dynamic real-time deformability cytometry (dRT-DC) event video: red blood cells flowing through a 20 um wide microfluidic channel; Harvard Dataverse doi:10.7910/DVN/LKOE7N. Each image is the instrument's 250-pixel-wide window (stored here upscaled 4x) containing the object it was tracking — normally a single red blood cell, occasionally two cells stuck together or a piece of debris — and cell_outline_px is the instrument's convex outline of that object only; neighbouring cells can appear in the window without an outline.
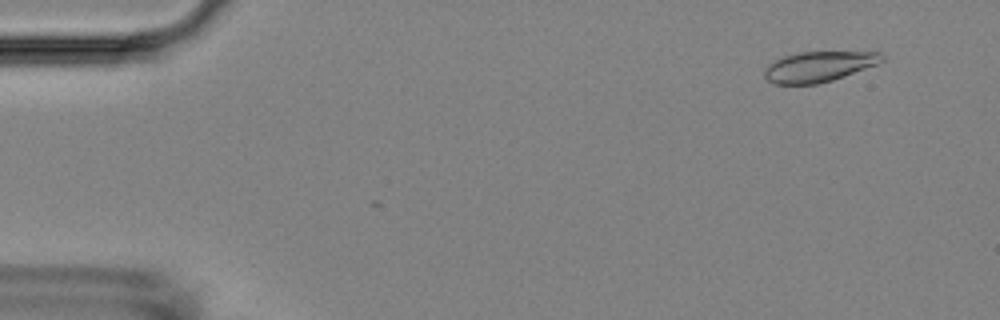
{"species": "Egyptian fruit bat (a non-hibernating species)", "species_latin": "Rousettus aegyptiacus", "temperature_condition": "room temperature", "stored_images_in_passage": 7, "camera_frame_rate_fps": 3000, "um_per_image_px": 0.085, "animal": {"sex": "female"}, "frame": {"image": 1, "passage_image": 5, "time_ms": 1.333, "image_size_px": [1000, 320], "cell_outline_px": [[884, 60], [876, 64], [844, 76], [832, 80], [816, 84], [772, 84], [764, 76], [764, 68], [768, 64], [784, 56], [800, 52], [880, 52], [884, 56]], "centroid_in_image_um": [69.56, 5.66], "position_along_channel_um": 15.4, "area_um2": 20.63}}